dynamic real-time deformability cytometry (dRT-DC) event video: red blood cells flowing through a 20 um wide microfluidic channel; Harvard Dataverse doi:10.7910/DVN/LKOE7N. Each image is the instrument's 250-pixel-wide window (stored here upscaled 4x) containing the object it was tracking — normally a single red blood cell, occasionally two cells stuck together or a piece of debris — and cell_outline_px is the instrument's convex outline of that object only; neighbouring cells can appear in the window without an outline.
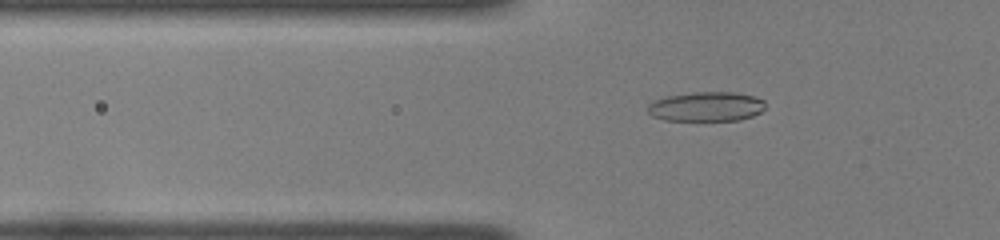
{"species": "common noctule bat (a hibernating species)", "species_latin": "Nyctalus noctula", "temperature_condition": "room temperature", "stored_images_in_passage": 44, "camera_frame_rate_fps": 3000, "um_per_image_px": 0.085, "animal": {"sex": "female", "body_mass_g": 22.0, "forearm_length_mm": 56.7}, "frame": {"image": 1, "passage_image": 11, "time_ms": 3.333, "image_size_px": [1000, 240], "cell_outline_px": [[764, 108], [760, 112], [752, 116], [740, 120], [664, 120], [652, 116], [648, 112], [648, 104], [652, 100], [668, 96], [692, 92], [736, 92], [756, 96], [764, 100]], "centroid_in_image_um": [60.03, 9.05], "position_along_channel_um": 65.8, "area_um2": 20.35}}
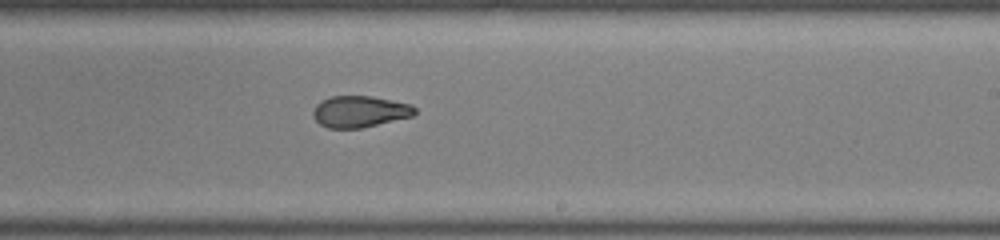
{"frame": {"image": 2, "passage_image": 26, "time_ms": 8.333, "image_size_px": [1000, 240], "cell_outline_px": [[416, 112], [412, 116], [360, 128], [328, 128], [320, 124], [312, 116], [312, 112], [316, 104], [320, 100], [332, 96], [372, 96], [412, 104], [416, 108]], "centroid_in_image_um": [30.56, 9.47], "position_along_channel_um": 258.4, "area_um2": 18.67}}
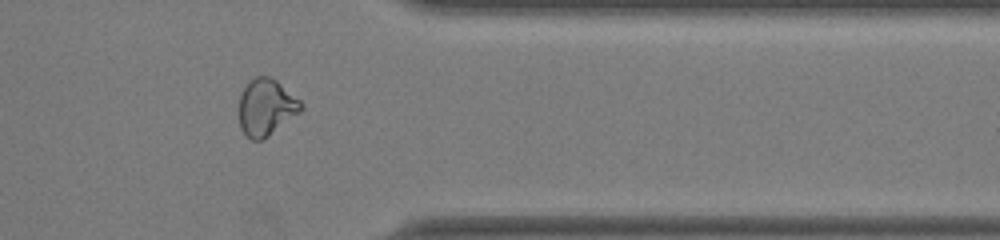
{"frame": {"image": 3, "passage_image": 36, "time_ms": 11.667, "image_size_px": [1000, 240], "cell_outline_px": [[304, 108], [300, 112], [260, 140], [252, 140], [240, 128], [240, 96], [248, 80], [256, 76], [268, 76], [276, 80], [300, 100], [304, 104]], "centroid_in_image_um": [22.62, 9.08], "position_along_channel_um": 388.8, "area_um2": 20.06}, "authors_computed_cell_mechanics": {"area_um2": 20.0855, "velocity_mm_per_s": 4.0201, "shape_relaxation_time_tau1_ms": null, "shape_relaxation_time_tau2_ms": 1.4126, "deformation_change_tau1": null, "deformation_change_tau2": 0.063}}